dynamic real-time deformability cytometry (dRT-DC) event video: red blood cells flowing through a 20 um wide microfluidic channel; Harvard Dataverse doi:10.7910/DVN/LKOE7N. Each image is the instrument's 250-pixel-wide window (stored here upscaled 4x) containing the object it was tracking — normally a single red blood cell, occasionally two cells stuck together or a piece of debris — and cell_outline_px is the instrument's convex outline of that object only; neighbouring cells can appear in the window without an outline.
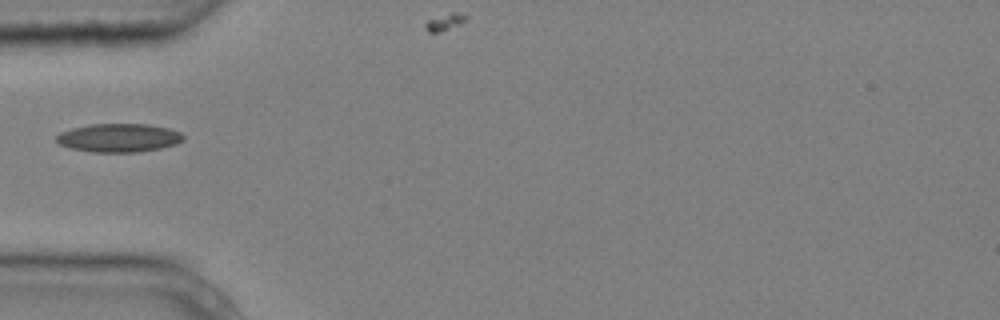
{"species": "common noctule bat (a hibernating species)", "species_latin": "Nyctalus noctula", "temperature_condition": "cold", "stored_images_in_passage": 7, "camera_frame_rate_fps": 3000, "um_per_image_px": 0.085, "animal": {"sex": "male", "body_mass_g": 20.4}, "frame": {"image": 1, "passage_image": 5, "time_ms": 1.333, "image_size_px": [1000, 320], "cell_outline_px": [[184, 140], [176, 144], [160, 148], [140, 152], [92, 152], [68, 148], [60, 144], [56, 140], [56, 136], [60, 132], [72, 128], [88, 124], [148, 124], [168, 128], [180, 132], [184, 136]], "centroid_in_image_um": [10.09, 11.71], "position_along_channel_um": 74.9, "area_um2": 21.21}}